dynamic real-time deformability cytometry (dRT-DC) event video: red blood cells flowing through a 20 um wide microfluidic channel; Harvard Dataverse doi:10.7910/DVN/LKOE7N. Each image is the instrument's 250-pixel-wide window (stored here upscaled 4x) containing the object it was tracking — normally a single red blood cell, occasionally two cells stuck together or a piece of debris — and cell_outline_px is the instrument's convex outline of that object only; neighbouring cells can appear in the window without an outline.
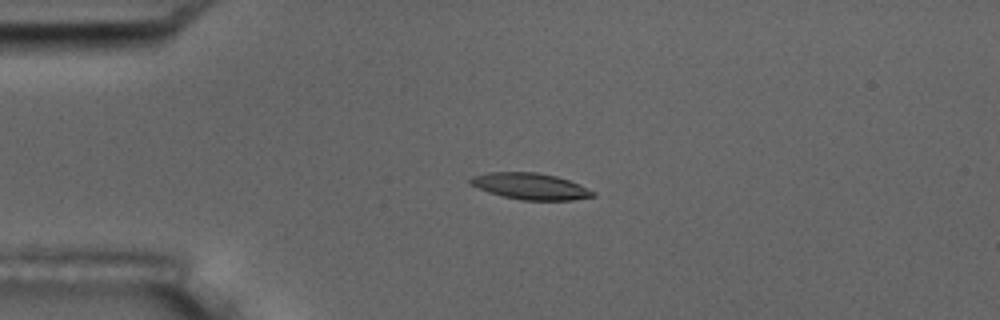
{"species": "common noctule bat (a hibernating species)", "species_latin": "Nyctalus noctula", "temperature_condition": "room temperature", "stored_images_in_passage": 6, "camera_frame_rate_fps": 3000, "um_per_image_px": 0.085, "animal": {"sex": "male", "body_mass_g": 17.5, "forearm_length_mm": 52.3}, "frame": {"image": 1, "passage_image": 4, "time_ms": 3.333, "image_size_px": [1000, 320], "cell_outline_px": [[596, 196], [572, 200], [520, 200], [488, 192], [468, 184], [468, 180], [472, 176], [488, 172], [536, 172], [556, 176], [568, 180], [596, 192]], "centroid_in_image_um": [45.05, 15.83], "position_along_channel_um": 40.0, "area_um2": 18.84}}